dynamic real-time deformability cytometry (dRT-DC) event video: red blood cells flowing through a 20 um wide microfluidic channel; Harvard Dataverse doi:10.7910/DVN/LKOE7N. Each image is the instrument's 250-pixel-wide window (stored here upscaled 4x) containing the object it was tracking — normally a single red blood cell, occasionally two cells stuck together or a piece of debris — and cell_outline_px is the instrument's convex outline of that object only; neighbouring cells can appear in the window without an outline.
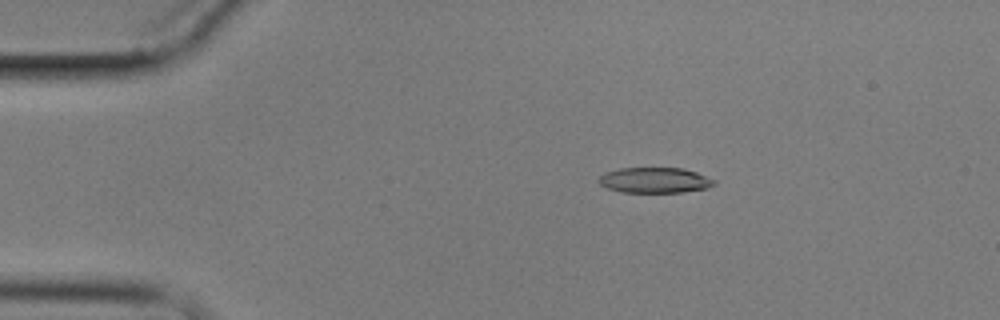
{"species": "common noctule bat (a hibernating species)", "species_latin": "Nyctalus noctula", "temperature_condition": "cold", "stored_images_in_passage": 4, "camera_frame_rate_fps": 3000, "um_per_image_px": 0.085, "animal": {"sex": "male", "body_mass_g": 17.9}, "frame": {"image": 1, "passage_image": 3, "time_ms": 2.667, "image_size_px": [1000, 320], "cell_outline_px": [[716, 184], [708, 188], [680, 192], [620, 192], [608, 188], [600, 184], [596, 180], [604, 172], [620, 168], [684, 168], [696, 172], [716, 180]], "centroid_in_image_um": [55.65, 15.31], "position_along_channel_um": 29.4, "area_um2": 17.22}}